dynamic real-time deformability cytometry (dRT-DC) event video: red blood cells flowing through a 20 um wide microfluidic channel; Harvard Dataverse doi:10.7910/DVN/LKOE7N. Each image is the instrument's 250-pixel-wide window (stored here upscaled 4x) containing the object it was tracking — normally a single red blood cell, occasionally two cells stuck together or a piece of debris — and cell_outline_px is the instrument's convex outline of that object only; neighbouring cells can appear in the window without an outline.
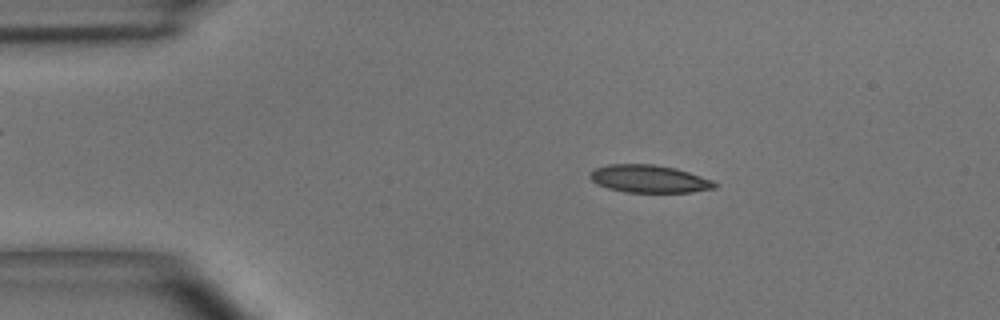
{"species": "common noctule bat (a hibernating species)", "species_latin": "Nyctalus noctula", "temperature_condition": "room temperature", "stored_images_in_passage": 4, "camera_frame_rate_fps": 3000, "um_per_image_px": 0.085, "animal": {"sex": "male", "body_mass_g": 15.6}, "frame": {"image": 1, "passage_image": 2, "time_ms": 1.0, "image_size_px": [1000, 320], "cell_outline_px": [[720, 184], [716, 188], [692, 192], [624, 192], [608, 188], [596, 184], [588, 176], [588, 172], [596, 168], [608, 164], [652, 164], [676, 168], [712, 180]], "centroid_in_image_um": [55.16, 15.2], "position_along_channel_um": 29.8, "area_um2": 20.23}}
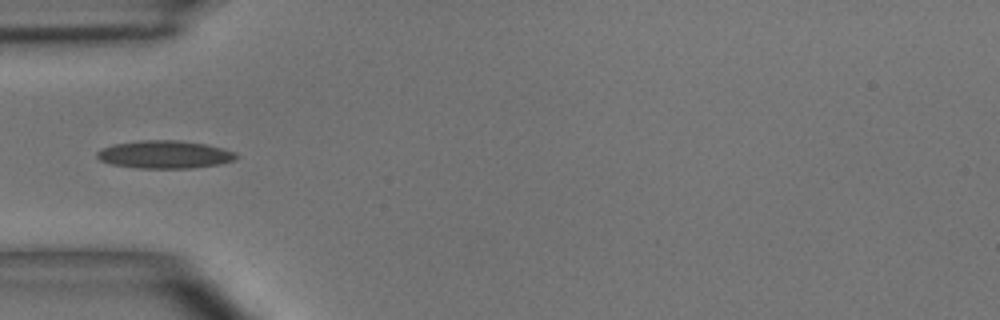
{"frame": {"image": 2, "passage_image": 4, "time_ms": 3.333, "image_size_px": [1000, 320], "cell_outline_px": [[240, 156], [232, 160], [220, 164], [192, 168], [140, 168], [112, 164], [100, 160], [96, 156], [96, 152], [100, 148], [112, 144], [140, 140], [180, 140], [204, 144], [224, 148], [236, 152]], "centroid_in_image_um": [13.99, 13.12], "position_along_channel_um": 71.0, "area_um2": 22.72}}